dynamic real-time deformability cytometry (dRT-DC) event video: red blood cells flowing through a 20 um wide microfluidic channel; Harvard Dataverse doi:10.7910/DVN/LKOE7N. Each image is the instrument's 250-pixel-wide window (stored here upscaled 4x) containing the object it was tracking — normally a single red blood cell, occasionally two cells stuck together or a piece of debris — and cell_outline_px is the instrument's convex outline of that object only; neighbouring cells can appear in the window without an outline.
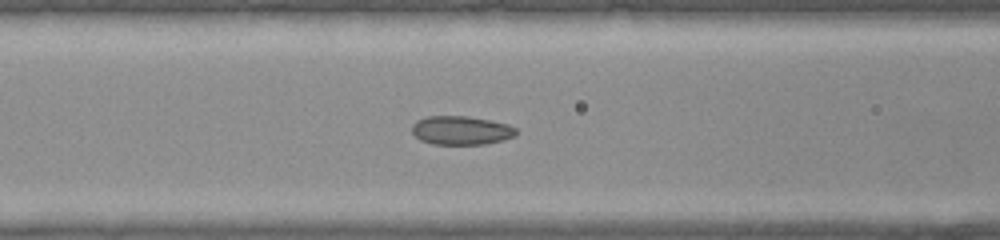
{"species": "common noctule bat (a hibernating species)", "species_latin": "Nyctalus noctula", "temperature_condition": "warm", "stored_images_in_passage": 37, "camera_frame_rate_fps": 3000, "um_per_image_px": 0.085, "animal": {"sex": "female", "body_mass_g": 22.0, "forearm_length_mm": 56.7}, "frame": {"image": 1, "passage_image": 13, "time_ms": 4.0, "image_size_px": [1000, 240], "cell_outline_px": [[516, 136], [504, 140], [484, 144], [432, 144], [420, 140], [412, 132], [412, 124], [416, 120], [428, 116], [468, 116], [508, 124], [516, 128]], "centroid_in_image_um": [39.19, 11.08], "position_along_channel_um": 127.4, "area_um2": 17.51}}
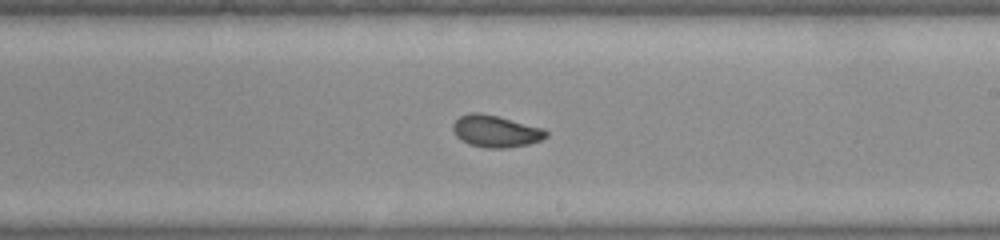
{"frame": {"image": 2, "passage_image": 20, "time_ms": 6.333, "image_size_px": [1000, 240], "cell_outline_px": [[548, 136], [540, 140], [528, 144], [504, 148], [484, 148], [468, 144], [460, 140], [452, 132], [452, 124], [460, 116], [468, 112], [480, 112], [544, 128], [548, 132]], "centroid_in_image_um": [42.09, 11.16], "position_along_channel_um": 246.9, "area_um2": 17.46}}
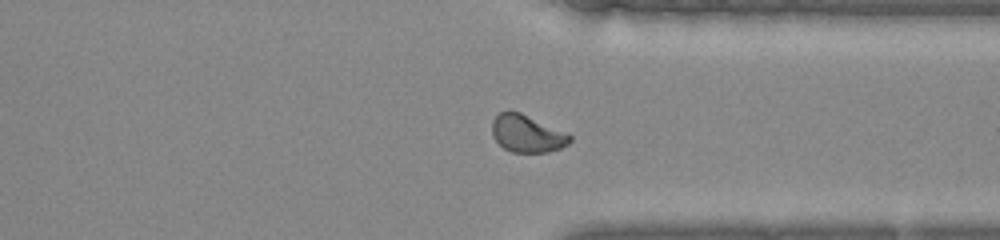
{"frame": {"image": 3, "passage_image": 27, "time_ms": 8.667, "image_size_px": [1000, 240], "cell_outline_px": [[572, 140], [568, 144], [560, 148], [548, 152], [512, 152], [504, 148], [492, 136], [492, 120], [500, 112], [520, 112], [568, 132], [572, 136]], "centroid_in_image_um": [44.83, 11.36], "position_along_channel_um": 366.6, "area_um2": 16.99}}